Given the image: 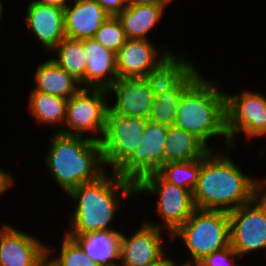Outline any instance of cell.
<instances>
[{
    "label": "cell",
    "mask_w": 266,
    "mask_h": 266,
    "mask_svg": "<svg viewBox=\"0 0 266 266\" xmlns=\"http://www.w3.org/2000/svg\"><path fill=\"white\" fill-rule=\"evenodd\" d=\"M233 150L232 147L225 153L210 150L202 158L198 183L193 191L196 209L229 212L251 202L258 195L260 180L246 175L238 167L230 156Z\"/></svg>",
    "instance_id": "6da1fadb"
},
{
    "label": "cell",
    "mask_w": 266,
    "mask_h": 266,
    "mask_svg": "<svg viewBox=\"0 0 266 266\" xmlns=\"http://www.w3.org/2000/svg\"><path fill=\"white\" fill-rule=\"evenodd\" d=\"M110 174V175H109ZM76 203L67 236H81L110 227L122 201L136 195V184L122 179L115 171H106L97 180L83 183L67 194ZM72 225V226H71Z\"/></svg>",
    "instance_id": "7a4b0ae2"
},
{
    "label": "cell",
    "mask_w": 266,
    "mask_h": 266,
    "mask_svg": "<svg viewBox=\"0 0 266 266\" xmlns=\"http://www.w3.org/2000/svg\"><path fill=\"white\" fill-rule=\"evenodd\" d=\"M45 165L50 177L67 194L83 183L97 180L107 170L99 141L88 136L53 132Z\"/></svg>",
    "instance_id": "3957f363"
},
{
    "label": "cell",
    "mask_w": 266,
    "mask_h": 266,
    "mask_svg": "<svg viewBox=\"0 0 266 266\" xmlns=\"http://www.w3.org/2000/svg\"><path fill=\"white\" fill-rule=\"evenodd\" d=\"M217 81H209L203 74L182 94L174 126L194 134L210 150L208 140L223 137L230 147L226 129V96Z\"/></svg>",
    "instance_id": "277c9868"
},
{
    "label": "cell",
    "mask_w": 266,
    "mask_h": 266,
    "mask_svg": "<svg viewBox=\"0 0 266 266\" xmlns=\"http://www.w3.org/2000/svg\"><path fill=\"white\" fill-rule=\"evenodd\" d=\"M175 239H181L192 256L184 262L185 265L195 266L208 254L230 245L228 212L195 209L190 218L171 235L170 240Z\"/></svg>",
    "instance_id": "5b68a950"
},
{
    "label": "cell",
    "mask_w": 266,
    "mask_h": 266,
    "mask_svg": "<svg viewBox=\"0 0 266 266\" xmlns=\"http://www.w3.org/2000/svg\"><path fill=\"white\" fill-rule=\"evenodd\" d=\"M149 193L158 197L157 212L163 222H150L147 224L168 232L169 237L181 227L196 209L193 193L190 190L176 186L166 181L158 172L149 174L136 184V195Z\"/></svg>",
    "instance_id": "8992f818"
},
{
    "label": "cell",
    "mask_w": 266,
    "mask_h": 266,
    "mask_svg": "<svg viewBox=\"0 0 266 266\" xmlns=\"http://www.w3.org/2000/svg\"><path fill=\"white\" fill-rule=\"evenodd\" d=\"M163 46L160 50L150 40L127 39L116 53L118 78L164 77L185 60L184 56L177 57L168 46Z\"/></svg>",
    "instance_id": "52a82bcc"
},
{
    "label": "cell",
    "mask_w": 266,
    "mask_h": 266,
    "mask_svg": "<svg viewBox=\"0 0 266 266\" xmlns=\"http://www.w3.org/2000/svg\"><path fill=\"white\" fill-rule=\"evenodd\" d=\"M109 96L107 89L81 88L67 100L65 125L59 133L85 137L88 132L90 139L100 142L106 128Z\"/></svg>",
    "instance_id": "ba28073f"
},
{
    "label": "cell",
    "mask_w": 266,
    "mask_h": 266,
    "mask_svg": "<svg viewBox=\"0 0 266 266\" xmlns=\"http://www.w3.org/2000/svg\"><path fill=\"white\" fill-rule=\"evenodd\" d=\"M148 119L126 117L113 113L106 115V128L101 143L105 169L117 171L139 148Z\"/></svg>",
    "instance_id": "9c48e42d"
},
{
    "label": "cell",
    "mask_w": 266,
    "mask_h": 266,
    "mask_svg": "<svg viewBox=\"0 0 266 266\" xmlns=\"http://www.w3.org/2000/svg\"><path fill=\"white\" fill-rule=\"evenodd\" d=\"M226 129L230 147H236V135L246 138L266 136V96L253 90L225 93ZM264 135V136H263Z\"/></svg>",
    "instance_id": "30bf717a"
},
{
    "label": "cell",
    "mask_w": 266,
    "mask_h": 266,
    "mask_svg": "<svg viewBox=\"0 0 266 266\" xmlns=\"http://www.w3.org/2000/svg\"><path fill=\"white\" fill-rule=\"evenodd\" d=\"M193 64L190 59L180 61L156 84L148 120L167 127L174 126L182 94L202 75L200 68Z\"/></svg>",
    "instance_id": "8fae6325"
},
{
    "label": "cell",
    "mask_w": 266,
    "mask_h": 266,
    "mask_svg": "<svg viewBox=\"0 0 266 266\" xmlns=\"http://www.w3.org/2000/svg\"><path fill=\"white\" fill-rule=\"evenodd\" d=\"M228 216L230 245L240 257L266 249V202L259 195Z\"/></svg>",
    "instance_id": "7c38bea8"
},
{
    "label": "cell",
    "mask_w": 266,
    "mask_h": 266,
    "mask_svg": "<svg viewBox=\"0 0 266 266\" xmlns=\"http://www.w3.org/2000/svg\"><path fill=\"white\" fill-rule=\"evenodd\" d=\"M167 130V126L147 121L139 148L116 171L120 178L137 184L142 178L157 172L164 165Z\"/></svg>",
    "instance_id": "4fadbf2b"
},
{
    "label": "cell",
    "mask_w": 266,
    "mask_h": 266,
    "mask_svg": "<svg viewBox=\"0 0 266 266\" xmlns=\"http://www.w3.org/2000/svg\"><path fill=\"white\" fill-rule=\"evenodd\" d=\"M163 77L118 78L108 89V94L115 95V104L109 109L126 117L149 119V110L155 100L156 84Z\"/></svg>",
    "instance_id": "5bb4252c"
},
{
    "label": "cell",
    "mask_w": 266,
    "mask_h": 266,
    "mask_svg": "<svg viewBox=\"0 0 266 266\" xmlns=\"http://www.w3.org/2000/svg\"><path fill=\"white\" fill-rule=\"evenodd\" d=\"M162 233L145 221L130 236L121 232L119 266H151L166 253Z\"/></svg>",
    "instance_id": "9a60e30c"
},
{
    "label": "cell",
    "mask_w": 266,
    "mask_h": 266,
    "mask_svg": "<svg viewBox=\"0 0 266 266\" xmlns=\"http://www.w3.org/2000/svg\"><path fill=\"white\" fill-rule=\"evenodd\" d=\"M0 266H35L47 245L35 235L0 225Z\"/></svg>",
    "instance_id": "2e32d148"
},
{
    "label": "cell",
    "mask_w": 266,
    "mask_h": 266,
    "mask_svg": "<svg viewBox=\"0 0 266 266\" xmlns=\"http://www.w3.org/2000/svg\"><path fill=\"white\" fill-rule=\"evenodd\" d=\"M24 18L29 32L40 42L43 50L52 52L66 37L64 31V8L44 5L30 0Z\"/></svg>",
    "instance_id": "e0dca14e"
},
{
    "label": "cell",
    "mask_w": 266,
    "mask_h": 266,
    "mask_svg": "<svg viewBox=\"0 0 266 266\" xmlns=\"http://www.w3.org/2000/svg\"><path fill=\"white\" fill-rule=\"evenodd\" d=\"M108 17L95 0H75L64 8L65 36L74 40L94 38Z\"/></svg>",
    "instance_id": "ac0fdd59"
},
{
    "label": "cell",
    "mask_w": 266,
    "mask_h": 266,
    "mask_svg": "<svg viewBox=\"0 0 266 266\" xmlns=\"http://www.w3.org/2000/svg\"><path fill=\"white\" fill-rule=\"evenodd\" d=\"M88 60L85 71V88L109 89L118 79L116 53L104 48L94 38L84 39Z\"/></svg>",
    "instance_id": "d6986e66"
},
{
    "label": "cell",
    "mask_w": 266,
    "mask_h": 266,
    "mask_svg": "<svg viewBox=\"0 0 266 266\" xmlns=\"http://www.w3.org/2000/svg\"><path fill=\"white\" fill-rule=\"evenodd\" d=\"M96 231L73 238L84 250L87 258L100 266H119L120 230Z\"/></svg>",
    "instance_id": "ffe728a7"
},
{
    "label": "cell",
    "mask_w": 266,
    "mask_h": 266,
    "mask_svg": "<svg viewBox=\"0 0 266 266\" xmlns=\"http://www.w3.org/2000/svg\"><path fill=\"white\" fill-rule=\"evenodd\" d=\"M166 6L164 3L129 4L117 15L126 38L150 40L147 35L162 20Z\"/></svg>",
    "instance_id": "44dd1931"
},
{
    "label": "cell",
    "mask_w": 266,
    "mask_h": 266,
    "mask_svg": "<svg viewBox=\"0 0 266 266\" xmlns=\"http://www.w3.org/2000/svg\"><path fill=\"white\" fill-rule=\"evenodd\" d=\"M34 90L69 99L82 87L72 75L57 65L52 58L43 61L34 72Z\"/></svg>",
    "instance_id": "7402d4cb"
},
{
    "label": "cell",
    "mask_w": 266,
    "mask_h": 266,
    "mask_svg": "<svg viewBox=\"0 0 266 266\" xmlns=\"http://www.w3.org/2000/svg\"><path fill=\"white\" fill-rule=\"evenodd\" d=\"M210 149L194 134L175 126L168 127L164 147V164L203 158Z\"/></svg>",
    "instance_id": "603a6c76"
},
{
    "label": "cell",
    "mask_w": 266,
    "mask_h": 266,
    "mask_svg": "<svg viewBox=\"0 0 266 266\" xmlns=\"http://www.w3.org/2000/svg\"><path fill=\"white\" fill-rule=\"evenodd\" d=\"M28 102V112L38 124L58 127L54 132L63 129L67 99L31 89Z\"/></svg>",
    "instance_id": "cb8c5ba5"
},
{
    "label": "cell",
    "mask_w": 266,
    "mask_h": 266,
    "mask_svg": "<svg viewBox=\"0 0 266 266\" xmlns=\"http://www.w3.org/2000/svg\"><path fill=\"white\" fill-rule=\"evenodd\" d=\"M56 52L52 60L72 75L85 88V71L88 56L83 46V40H74L65 37L58 46L51 52Z\"/></svg>",
    "instance_id": "d4e9b609"
},
{
    "label": "cell",
    "mask_w": 266,
    "mask_h": 266,
    "mask_svg": "<svg viewBox=\"0 0 266 266\" xmlns=\"http://www.w3.org/2000/svg\"><path fill=\"white\" fill-rule=\"evenodd\" d=\"M202 165V158L189 161H171L165 163L157 172L168 182L176 186L195 190Z\"/></svg>",
    "instance_id": "484cf974"
},
{
    "label": "cell",
    "mask_w": 266,
    "mask_h": 266,
    "mask_svg": "<svg viewBox=\"0 0 266 266\" xmlns=\"http://www.w3.org/2000/svg\"><path fill=\"white\" fill-rule=\"evenodd\" d=\"M94 39L114 53H117L127 40L117 16H109L97 30Z\"/></svg>",
    "instance_id": "4316f807"
},
{
    "label": "cell",
    "mask_w": 266,
    "mask_h": 266,
    "mask_svg": "<svg viewBox=\"0 0 266 266\" xmlns=\"http://www.w3.org/2000/svg\"><path fill=\"white\" fill-rule=\"evenodd\" d=\"M63 234L60 253L54 257L59 266H100L87 258L84 250L73 238Z\"/></svg>",
    "instance_id": "83f0119b"
},
{
    "label": "cell",
    "mask_w": 266,
    "mask_h": 266,
    "mask_svg": "<svg viewBox=\"0 0 266 266\" xmlns=\"http://www.w3.org/2000/svg\"><path fill=\"white\" fill-rule=\"evenodd\" d=\"M241 257L229 245L205 256L195 266H239L236 261Z\"/></svg>",
    "instance_id": "f1b7e54d"
},
{
    "label": "cell",
    "mask_w": 266,
    "mask_h": 266,
    "mask_svg": "<svg viewBox=\"0 0 266 266\" xmlns=\"http://www.w3.org/2000/svg\"><path fill=\"white\" fill-rule=\"evenodd\" d=\"M108 16H117L120 14L129 4L127 0H95Z\"/></svg>",
    "instance_id": "f546056e"
},
{
    "label": "cell",
    "mask_w": 266,
    "mask_h": 266,
    "mask_svg": "<svg viewBox=\"0 0 266 266\" xmlns=\"http://www.w3.org/2000/svg\"><path fill=\"white\" fill-rule=\"evenodd\" d=\"M14 180V176L8 171H3V168L0 169V196L12 189L11 187H13L15 183Z\"/></svg>",
    "instance_id": "4dcf8cb0"
},
{
    "label": "cell",
    "mask_w": 266,
    "mask_h": 266,
    "mask_svg": "<svg viewBox=\"0 0 266 266\" xmlns=\"http://www.w3.org/2000/svg\"><path fill=\"white\" fill-rule=\"evenodd\" d=\"M55 250L47 246L45 253L37 260L35 266H59L58 262L52 257ZM52 255V256H51ZM51 256V257H50Z\"/></svg>",
    "instance_id": "1f68e13d"
},
{
    "label": "cell",
    "mask_w": 266,
    "mask_h": 266,
    "mask_svg": "<svg viewBox=\"0 0 266 266\" xmlns=\"http://www.w3.org/2000/svg\"><path fill=\"white\" fill-rule=\"evenodd\" d=\"M151 266H186L185 263H176L175 259L164 254L157 261H155Z\"/></svg>",
    "instance_id": "d6a6232c"
},
{
    "label": "cell",
    "mask_w": 266,
    "mask_h": 266,
    "mask_svg": "<svg viewBox=\"0 0 266 266\" xmlns=\"http://www.w3.org/2000/svg\"><path fill=\"white\" fill-rule=\"evenodd\" d=\"M34 1H37L44 5H52L60 8H65L69 3L68 0H34Z\"/></svg>",
    "instance_id": "836d02e7"
},
{
    "label": "cell",
    "mask_w": 266,
    "mask_h": 266,
    "mask_svg": "<svg viewBox=\"0 0 266 266\" xmlns=\"http://www.w3.org/2000/svg\"><path fill=\"white\" fill-rule=\"evenodd\" d=\"M258 195L266 202V176L260 180Z\"/></svg>",
    "instance_id": "e575fe53"
},
{
    "label": "cell",
    "mask_w": 266,
    "mask_h": 266,
    "mask_svg": "<svg viewBox=\"0 0 266 266\" xmlns=\"http://www.w3.org/2000/svg\"><path fill=\"white\" fill-rule=\"evenodd\" d=\"M128 4H152L163 3L161 0H127Z\"/></svg>",
    "instance_id": "d590c367"
},
{
    "label": "cell",
    "mask_w": 266,
    "mask_h": 266,
    "mask_svg": "<svg viewBox=\"0 0 266 266\" xmlns=\"http://www.w3.org/2000/svg\"><path fill=\"white\" fill-rule=\"evenodd\" d=\"M4 7H3V1L2 0H0V21L2 20V16H3V9Z\"/></svg>",
    "instance_id": "8d00e7d4"
},
{
    "label": "cell",
    "mask_w": 266,
    "mask_h": 266,
    "mask_svg": "<svg viewBox=\"0 0 266 266\" xmlns=\"http://www.w3.org/2000/svg\"><path fill=\"white\" fill-rule=\"evenodd\" d=\"M161 1L168 6L173 0H161Z\"/></svg>",
    "instance_id": "74e56055"
}]
</instances>
